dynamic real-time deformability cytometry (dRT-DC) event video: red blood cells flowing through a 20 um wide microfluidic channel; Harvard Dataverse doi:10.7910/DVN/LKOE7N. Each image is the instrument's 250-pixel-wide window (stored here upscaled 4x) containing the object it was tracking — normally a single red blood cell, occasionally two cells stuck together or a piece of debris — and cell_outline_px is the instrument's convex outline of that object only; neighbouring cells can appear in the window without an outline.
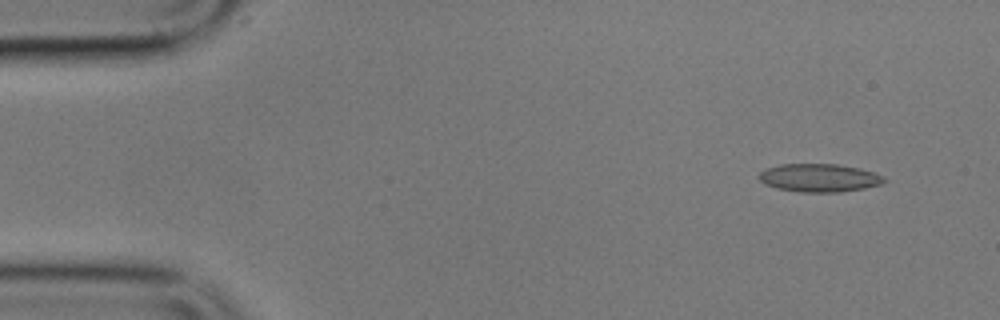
{"species": "common noctule bat (a hibernating species)", "species_latin": "Nyctalus noctula", "temperature_condition": "cold", "stored_images_in_passage": 4, "camera_frame_rate_fps": 3000, "um_per_image_px": 0.085, "animal": {"sex": "male", "body_mass_g": 17.9}, "frame": {"image": 1, "passage_image": 2, "time_ms": 1.333, "image_size_px": [1000, 320], "cell_outline_px": [[884, 180], [880, 184], [864, 188], [840, 192], [800, 192], [776, 188], [764, 184], [756, 176], [760, 172], [768, 168], [780, 164], [836, 164], [860, 168], [872, 172], [880, 176]], "centroid_in_image_um": [69.56, 15.12], "position_along_channel_um": 15.4, "area_um2": 20.35}}